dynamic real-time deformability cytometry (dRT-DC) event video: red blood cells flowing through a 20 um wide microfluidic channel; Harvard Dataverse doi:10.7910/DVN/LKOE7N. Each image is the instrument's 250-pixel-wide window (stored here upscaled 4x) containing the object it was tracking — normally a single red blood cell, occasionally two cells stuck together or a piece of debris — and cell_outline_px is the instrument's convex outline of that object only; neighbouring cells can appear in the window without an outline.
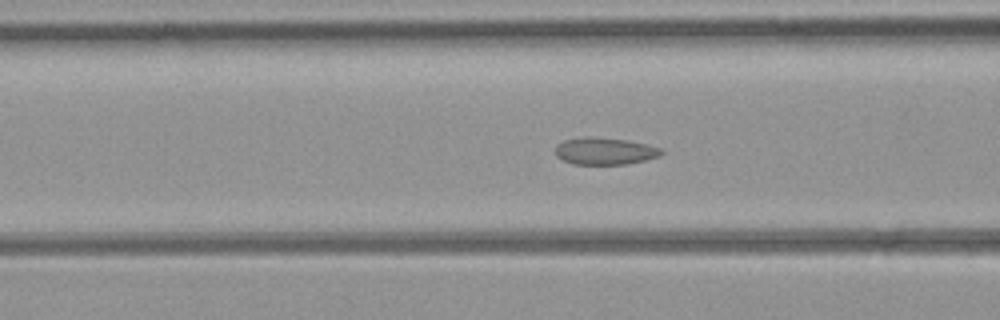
{"species": "common noctule bat (a hibernating species)", "species_latin": "Nyctalus noctula", "temperature_condition": "room temperature", "stored_images_in_passage": 42, "camera_frame_rate_fps": 3000, "um_per_image_px": 0.085, "animal": {"sex": "female", "body_mass_g": 21.9}, "frame": {"image": 1, "passage_image": 9, "time_ms": 2.667, "image_size_px": [1000, 320], "cell_outline_px": [[664, 152], [660, 156], [628, 164], [572, 164], [556, 156], [556, 144], [564, 140], [584, 136], [628, 140], [660, 148]], "centroid_in_image_um": [51.38, 12.84], "position_along_channel_um": 115.2, "area_um2": 16.65}}
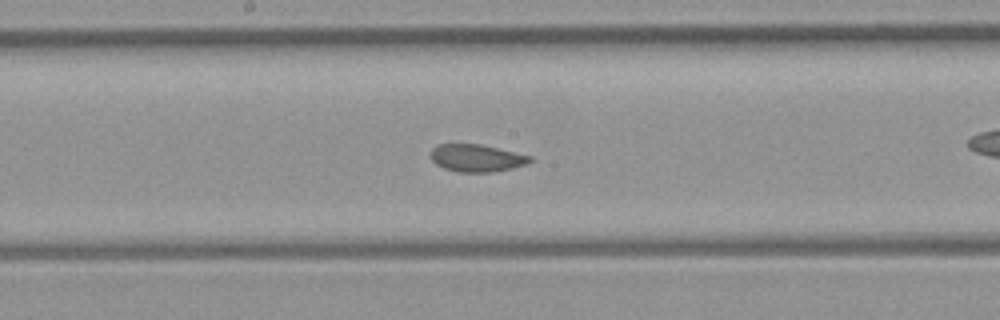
{"frame": {"image": 2, "passage_image": 16, "time_ms": 5.0, "image_size_px": [1000, 320], "cell_outline_px": [[532, 160], [528, 164], [512, 168], [492, 172], [456, 172], [444, 168], [436, 164], [432, 160], [432, 148], [436, 144], [480, 144], [532, 156]], "centroid_in_image_um": [40.52, 13.43], "position_along_channel_um": 207.7, "area_um2": 15.84}}
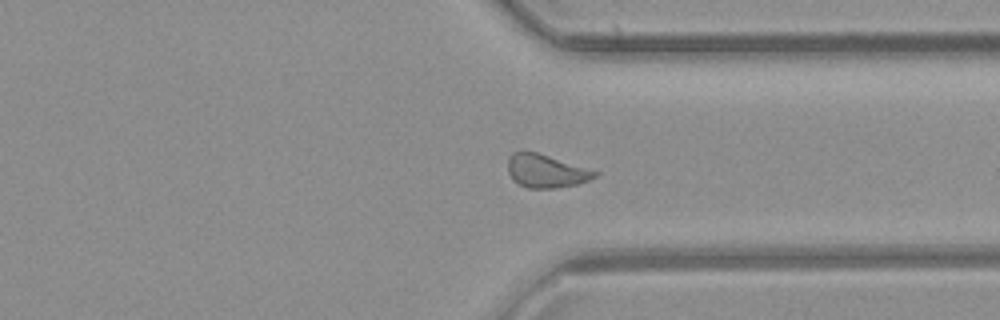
{"frame": {"image": 3, "passage_image": 28, "time_ms": 9.0, "image_size_px": [1000, 320], "cell_outline_px": [[600, 172], [596, 176], [588, 180], [576, 184], [556, 188], [528, 188], [512, 180], [508, 172], [508, 156], [512, 152], [524, 148]], "centroid_in_image_um": [46.35, 14.5], "position_along_channel_um": 365.1, "area_um2": 17.05}, "authors_computed_cell_mechanics": {"area_um2": 17.0221, "velocity_mm_per_s": 3.9524, "shape_relaxation_time_tau1_ms": null, "shape_relaxation_time_tau2_ms": 1.5443, "deformation_change_tau1": null, "deformation_change_tau2": 0.0699}}